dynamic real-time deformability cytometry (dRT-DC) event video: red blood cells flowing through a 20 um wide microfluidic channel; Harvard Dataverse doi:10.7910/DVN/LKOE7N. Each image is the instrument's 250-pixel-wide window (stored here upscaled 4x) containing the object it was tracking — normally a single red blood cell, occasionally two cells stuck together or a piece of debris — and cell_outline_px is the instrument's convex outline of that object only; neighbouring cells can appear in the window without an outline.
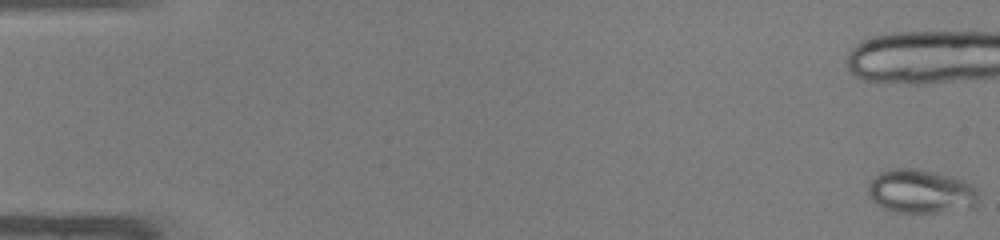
{"species": "common noctule bat (a hibernating species)", "species_latin": "Nyctalus noctula", "temperature_condition": "warm", "stored_images_in_passage": 14, "camera_frame_rate_fps": 3000, "um_per_image_px": 0.085, "animal": {"sex": "male", "body_mass_g": 19.0, "forearm_length_mm": 50.8}, "frame": {"image": 1, "passage_image": 1, "time_ms": 0.0, "image_size_px": [1000, 240], "cell_outline_px": [[976, 208], [940, 212], [896, 212], [884, 208], [876, 204], [868, 196], [868, 184], [872, 176], [876, 172], [892, 168], [920, 168], [952, 176], [964, 180], [972, 184], [976, 188]], "centroid_in_image_um": [78.24, 16.25], "position_along_channel_um": 6.8, "area_um2": 28.73}}